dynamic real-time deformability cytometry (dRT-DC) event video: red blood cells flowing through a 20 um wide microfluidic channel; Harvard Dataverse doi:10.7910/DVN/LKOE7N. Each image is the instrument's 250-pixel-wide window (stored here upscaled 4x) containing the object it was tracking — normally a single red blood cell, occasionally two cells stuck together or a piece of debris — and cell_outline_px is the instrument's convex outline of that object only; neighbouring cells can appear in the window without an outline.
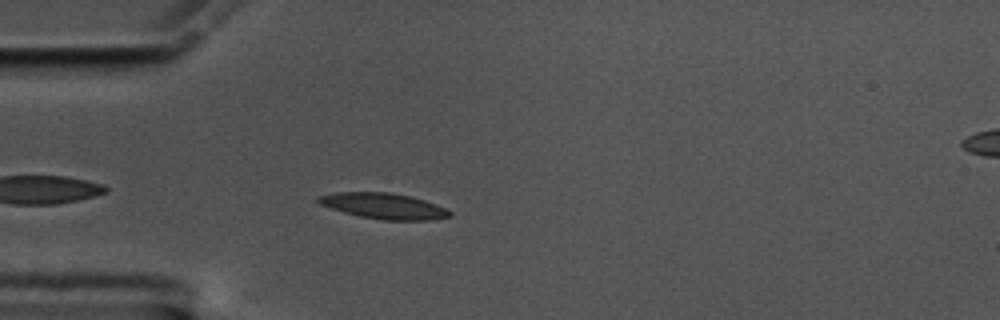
{"species": "common noctule bat (a hibernating species)", "species_latin": "Nyctalus noctula", "temperature_condition": "cold", "stored_images_in_passage": 44, "camera_frame_rate_fps": 3000, "um_per_image_px": 0.085, "animal": {"sex": "male", "body_mass_g": 17.5, "forearm_length_mm": 52.3}, "frame": {"image": 1, "passage_image": 3, "time_ms": 0.667, "image_size_px": [1000, 320], "cell_outline_px": [[452, 216], [432, 220], [384, 220], [360, 216], [344, 212], [320, 204], [316, 200], [316, 196], [336, 192], [388, 192], [412, 196], [436, 204], [452, 212]], "centroid_in_image_um": [32.62, 17.5], "position_along_channel_um": 52.4, "area_um2": 19.71}}
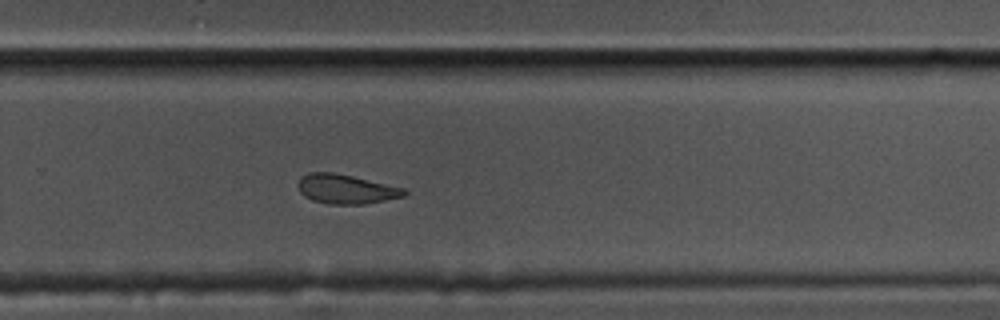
{"frame": {"image": 2, "passage_image": 25, "time_ms": 8.0, "image_size_px": [1000, 320], "cell_outline_px": [[408, 192], [404, 196], [364, 204], [328, 204], [312, 200], [304, 196], [300, 192], [296, 184], [300, 176], [308, 172], [332, 172], [352, 176], [404, 188]], "centroid_in_image_um": [29.35, 16.06], "position_along_channel_um": 300.5, "area_um2": 18.21}}
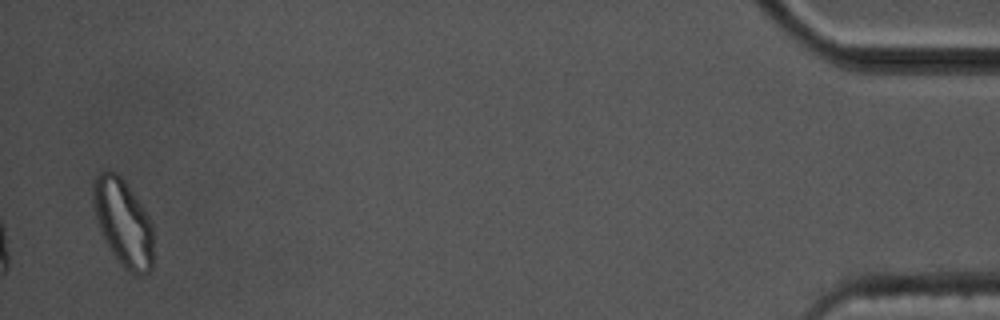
{"frame": {"image": 3, "passage_image": 43, "time_ms": 14.0, "image_size_px": [1000, 320], "cell_outline_px": [[152, 268], [144, 276], [136, 276], [128, 272], [116, 260], [108, 248], [100, 228], [96, 216], [92, 200], [92, 188], [96, 176], [100, 172], [108, 168], [116, 172], [124, 180], [144, 208], [152, 224]], "centroid_in_image_um": [10.47, 18.94], "position_along_channel_um": 424.7, "area_um2": 30.81}, "authors_computed_cell_mechanics": {"area_um2": 19.1896, "velocity_mm_per_s": 3.5049, "shape_relaxation_time_tau1_ms": 3.9438, "shape_relaxation_time_tau2_ms": 11.1714, "deformation_change_tau1": 0.1347, "deformation_change_tau2": 0.1814}}